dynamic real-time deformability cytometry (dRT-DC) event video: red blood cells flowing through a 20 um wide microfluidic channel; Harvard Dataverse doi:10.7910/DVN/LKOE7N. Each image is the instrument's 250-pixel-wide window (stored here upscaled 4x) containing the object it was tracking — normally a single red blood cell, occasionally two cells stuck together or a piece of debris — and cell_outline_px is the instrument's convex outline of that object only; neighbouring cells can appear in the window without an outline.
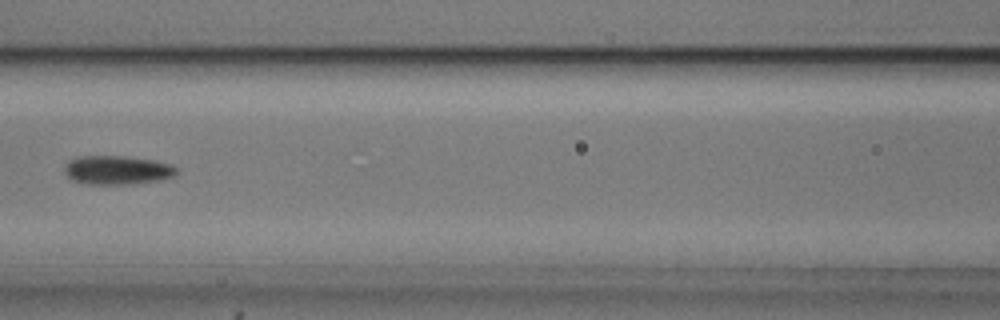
{"species": "common noctule bat (a hibernating species)", "species_latin": "Nyctalus noctula", "temperature_condition": "cold", "stored_images_in_passage": 7, "camera_frame_rate_fps": 3000, "um_per_image_px": 0.085, "animal": {"sex": "male", "body_mass_g": 20.5, "forearm_length_mm": 52.5}, "frame": {"image": 1, "passage_image": 7, "time_ms": 2.0, "image_size_px": [1000, 320], "cell_outline_px": [[176, 172], [172, 176], [160, 180], [128, 184], [88, 184], [72, 180], [64, 172], [64, 168], [68, 160], [80, 156], [124, 156], [152, 160], [172, 164], [176, 168]], "centroid_in_image_um": [9.93, 14.45], "position_along_channel_um": 156.7, "area_um2": 18.73}}